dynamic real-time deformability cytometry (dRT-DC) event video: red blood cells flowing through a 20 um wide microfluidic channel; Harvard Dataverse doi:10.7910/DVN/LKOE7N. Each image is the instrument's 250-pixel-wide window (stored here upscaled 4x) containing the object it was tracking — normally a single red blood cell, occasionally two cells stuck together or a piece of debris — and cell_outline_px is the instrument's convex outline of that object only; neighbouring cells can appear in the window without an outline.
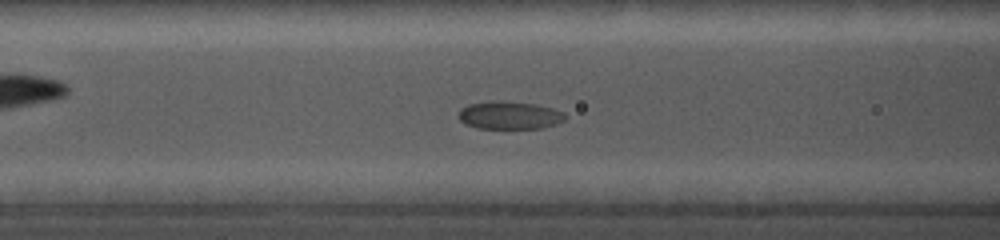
{"species": "common noctule bat (a hibernating species)", "species_latin": "Nyctalus noctula", "temperature_condition": "cold", "stored_images_in_passage": 76, "camera_frame_rate_fps": 5000, "um_per_image_px": 0.085, "animal": {"sex": "female", "body_mass_g": 19.0, "forearm_length_mm": 56.7}, "frame": {"image": 1, "passage_image": 12, "time_ms": 1.8, "image_size_px": [1000, 240], "cell_outline_px": [[568, 116], [564, 120], [556, 124], [540, 128], [476, 128], [464, 124], [456, 116], [460, 108], [468, 104], [492, 100], [500, 100], [536, 104], [552, 108], [564, 112]], "centroid_in_image_um": [43.27, 9.78], "position_along_channel_um": 123.3, "area_um2": 17.63}}
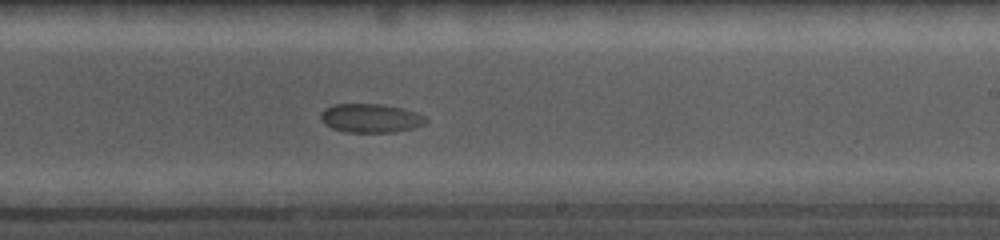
{"frame": {"image": 2, "passage_image": 35, "time_ms": 5.6, "image_size_px": [1000, 240], "cell_outline_px": [[428, 120], [424, 124], [412, 128], [396, 132], [344, 132], [332, 128], [324, 124], [320, 116], [324, 108], [332, 104], [380, 104], [404, 108], [416, 112], [424, 116]], "centroid_in_image_um": [31.49, 10.04], "position_along_channel_um": 257.5, "area_um2": 17.74}}
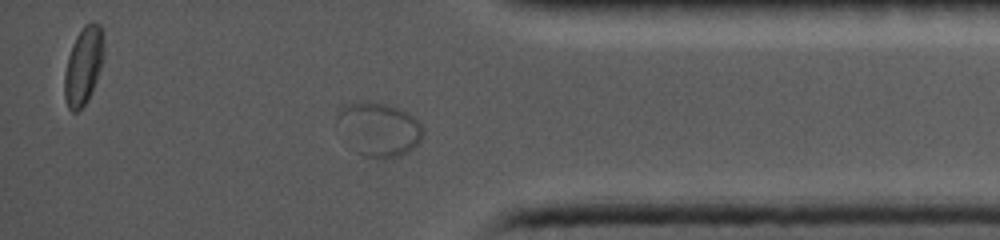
{"frame": {"image": 3, "passage_image": 62, "time_ms": 9.8, "image_size_px": [1000, 240], "cell_outline_px": [[424, 132], [420, 140], [408, 152], [400, 156], [384, 160], [364, 156], [356, 152], [336, 124], [336, 116], [340, 108], [344, 104], [384, 104], [400, 108], [416, 116]], "centroid_in_image_um": [32.22, 11.03], "position_along_channel_um": 403.0, "area_um2": 26.7}}